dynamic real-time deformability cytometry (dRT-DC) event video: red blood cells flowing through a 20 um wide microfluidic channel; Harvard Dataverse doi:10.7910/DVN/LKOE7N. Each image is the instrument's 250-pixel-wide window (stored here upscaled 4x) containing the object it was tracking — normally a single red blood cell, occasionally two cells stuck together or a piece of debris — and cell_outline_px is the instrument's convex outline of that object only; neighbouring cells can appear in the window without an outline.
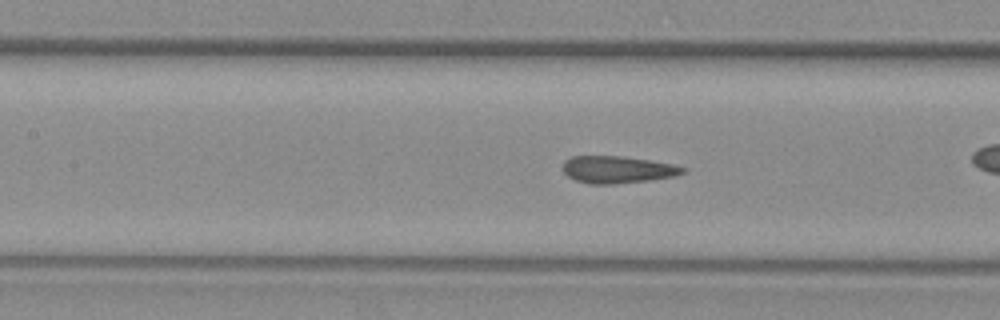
{"species": "common noctule bat (a hibernating species)", "species_latin": "Nyctalus noctula", "temperature_condition": "warm", "stored_images_in_passage": 57, "camera_frame_rate_fps": 3000, "um_per_image_px": 0.085, "animal": {"sex": "female", "body_mass_g": 29.2, "forearm_length_mm": 56.3}, "frame": {"image": 1, "passage_image": 25, "time_ms": 8.0, "image_size_px": [1000, 320], "cell_outline_px": [[688, 168], [684, 172], [676, 176], [648, 180], [612, 184], [588, 184], [576, 180], [568, 176], [560, 168], [564, 160], [572, 156], [624, 156], [672, 164]], "centroid_in_image_um": [52.45, 14.41], "position_along_channel_um": 155.0, "area_um2": 19.07}, "authors_computed_cell_mechanics": {"area_um2": 19.4786, "velocity_mm_per_s": 3.696, "shape_relaxation_time_tau1_ms": null, "shape_relaxation_time_tau2_ms": 1.5934, "deformation_change_tau1": null, "deformation_change_tau2": 0.056}}